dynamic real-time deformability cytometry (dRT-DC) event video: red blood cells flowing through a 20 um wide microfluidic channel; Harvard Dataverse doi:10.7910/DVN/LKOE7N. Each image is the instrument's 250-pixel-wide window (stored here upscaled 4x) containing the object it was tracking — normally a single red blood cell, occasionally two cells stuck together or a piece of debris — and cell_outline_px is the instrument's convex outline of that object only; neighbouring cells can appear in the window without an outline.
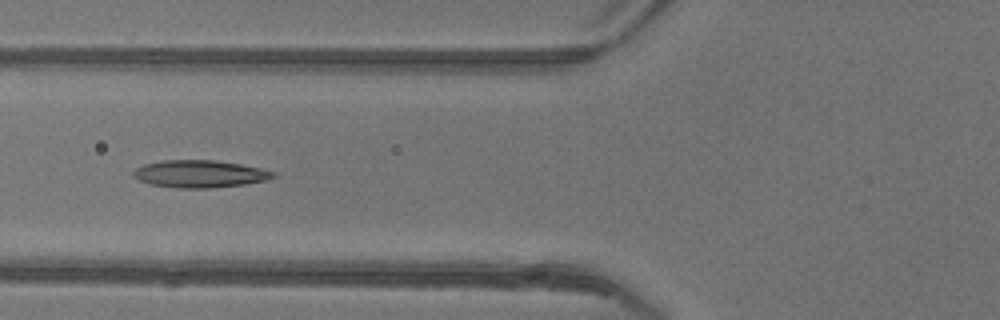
{"species": "common noctule bat (a hibernating species)", "species_latin": "Nyctalus noctula", "temperature_condition": "warm", "stored_images_in_passage": 24, "camera_frame_rate_fps": 3000, "um_per_image_px": 0.085, "animal": {"sex": "female"}, "frame": {"image": 1, "passage_image": 21, "time_ms": 6.667, "image_size_px": [1000, 320], "cell_outline_px": [[276, 176], [264, 180], [244, 184], [212, 188], [180, 188], [152, 184], [140, 180], [132, 176], [132, 172], [136, 168], [144, 164], [160, 160], [216, 160], [240, 164], [260, 168], [276, 172]], "centroid_in_image_um": [16.96, 14.77], "position_along_channel_um": 108.8, "area_um2": 22.2}}
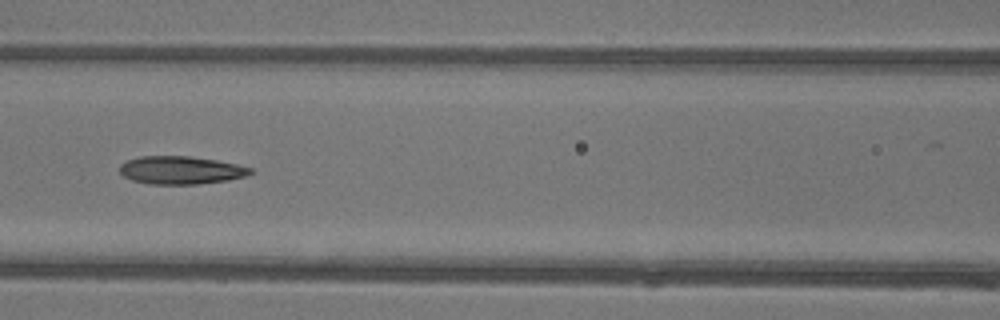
{"frame": {"image": 2, "passage_image": 24, "time_ms": 7.667, "image_size_px": [1000, 320], "cell_outline_px": [[252, 172], [244, 176], [228, 180], [196, 184], [148, 184], [132, 180], [124, 176], [120, 172], [120, 164], [128, 160], [140, 156], [188, 156], [216, 160], [236, 164], [252, 168]], "centroid_in_image_um": [15.34, 14.46], "position_along_channel_um": 151.3, "area_um2": 21.15}}